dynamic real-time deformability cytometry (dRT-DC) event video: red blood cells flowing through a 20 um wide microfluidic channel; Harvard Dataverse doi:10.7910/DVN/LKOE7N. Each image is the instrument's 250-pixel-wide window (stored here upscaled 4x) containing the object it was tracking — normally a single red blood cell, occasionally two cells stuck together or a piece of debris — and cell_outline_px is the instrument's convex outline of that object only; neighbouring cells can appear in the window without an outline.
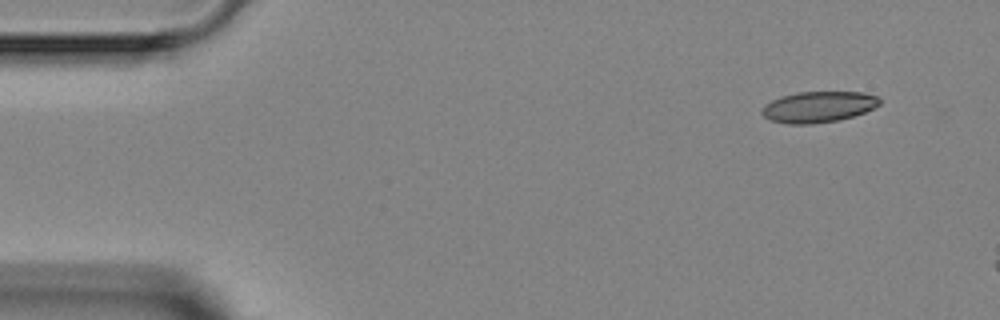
{"species": "Egyptian fruit bat (a non-hibernating species)", "species_latin": "Rousettus aegyptiacus", "temperature_condition": "room temperature", "stored_images_in_passage": 2, "camera_frame_rate_fps": 3000, "um_per_image_px": 0.085, "animal": {"sex": "female"}, "frame": {"image": 1, "passage_image": 1, "time_ms": 0.0, "image_size_px": [1000, 320], "cell_outline_px": [[880, 104], [864, 112], [852, 116], [836, 120], [812, 124], [788, 124], [768, 120], [760, 112], [760, 108], [764, 104], [780, 96], [796, 92], [864, 92], [876, 96], [880, 100]], "centroid_in_image_um": [69.49, 9.08], "position_along_channel_um": 15.5, "area_um2": 21.33}}